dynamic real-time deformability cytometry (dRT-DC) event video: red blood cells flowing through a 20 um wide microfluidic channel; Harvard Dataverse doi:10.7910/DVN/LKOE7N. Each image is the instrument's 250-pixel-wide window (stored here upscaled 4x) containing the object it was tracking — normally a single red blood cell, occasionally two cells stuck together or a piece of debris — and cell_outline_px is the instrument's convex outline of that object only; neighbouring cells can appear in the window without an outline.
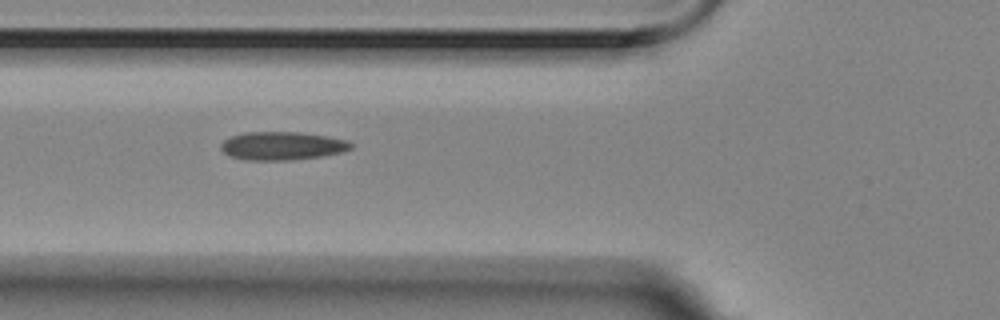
{"species": "Egyptian fruit bat (a non-hibernating species)", "species_latin": "Rousettus aegyptiacus", "temperature_condition": "room temperature", "stored_images_in_passage": 14, "camera_frame_rate_fps": 3000, "um_per_image_px": 0.085, "animal": {"sex": "female"}, "frame": {"image": 1, "passage_image": 5, "time_ms": 1.333, "image_size_px": [1000, 320], "cell_outline_px": [[356, 144], [352, 148], [340, 152], [320, 156], [292, 160], [248, 160], [228, 156], [220, 148], [220, 144], [224, 140], [232, 136], [244, 132], [300, 132], [328, 136], [348, 140]], "centroid_in_image_um": [23.99, 12.39], "position_along_channel_um": 101.8, "area_um2": 21.56}}
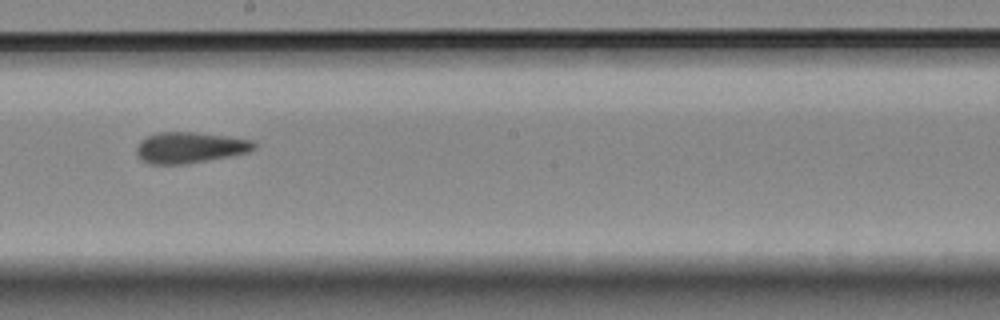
{"frame": {"image": 2, "passage_image": 8, "time_ms": 2.333, "image_size_px": [1000, 320], "cell_outline_px": [[256, 148], [248, 152], [228, 156], [184, 164], [148, 164], [136, 152], [136, 148], [140, 140], [148, 136], [160, 132], [196, 132], [228, 136], [252, 140], [256, 144]], "centroid_in_image_um": [16.14, 12.53], "position_along_channel_um": 232.1, "area_um2": 21.04}}
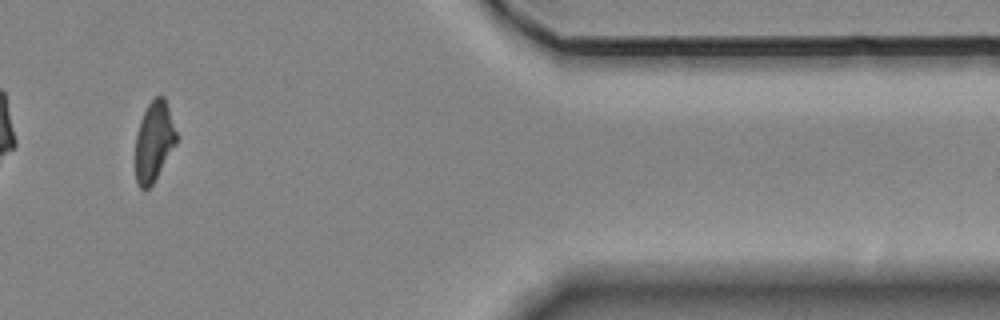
{"frame": {"image": 3, "passage_image": 12, "time_ms": 3.667, "image_size_px": [1000, 320], "cell_outline_px": [[176, 144], [152, 184], [144, 192], [140, 188], [136, 180], [136, 132], [140, 120], [148, 104], [156, 96], [164, 96], [176, 132]], "centroid_in_image_um": [13.07, 12.03], "position_along_channel_um": 398.3, "area_um2": 18.79}}